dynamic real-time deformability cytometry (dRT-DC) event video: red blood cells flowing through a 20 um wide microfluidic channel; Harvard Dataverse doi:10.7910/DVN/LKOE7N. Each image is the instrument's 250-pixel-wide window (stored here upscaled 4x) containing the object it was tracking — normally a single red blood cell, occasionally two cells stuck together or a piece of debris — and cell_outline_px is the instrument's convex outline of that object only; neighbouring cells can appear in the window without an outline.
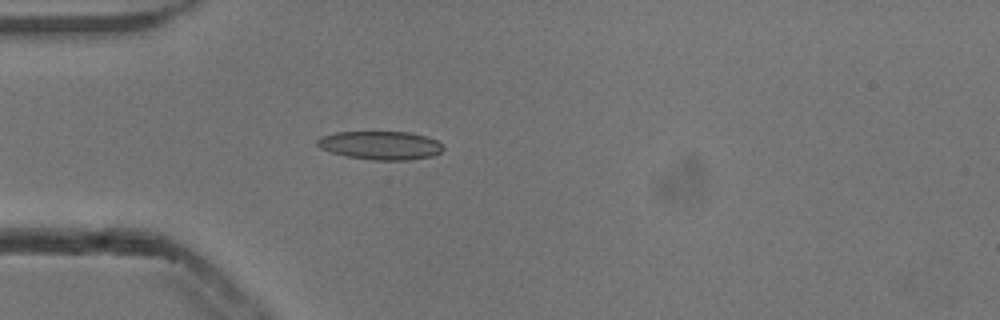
{"species": "common noctule bat (a hibernating species)", "species_latin": "Nyctalus noctula", "temperature_condition": "cold", "stored_images_in_passage": 39, "camera_frame_rate_fps": 3000, "um_per_image_px": 0.085, "animal": {"sex": "male", "body_mass_g": 13.3}, "frame": {"image": 1, "passage_image": 1, "time_ms": 0.0, "image_size_px": [1000, 320], "cell_outline_px": [[444, 148], [440, 152], [432, 156], [408, 160], [372, 160], [348, 156], [332, 152], [320, 148], [316, 144], [316, 140], [320, 136], [336, 132], [408, 132], [428, 136], [444, 144]], "centroid_in_image_um": [32.36, 12.35], "position_along_channel_um": 52.6, "area_um2": 20.98}}
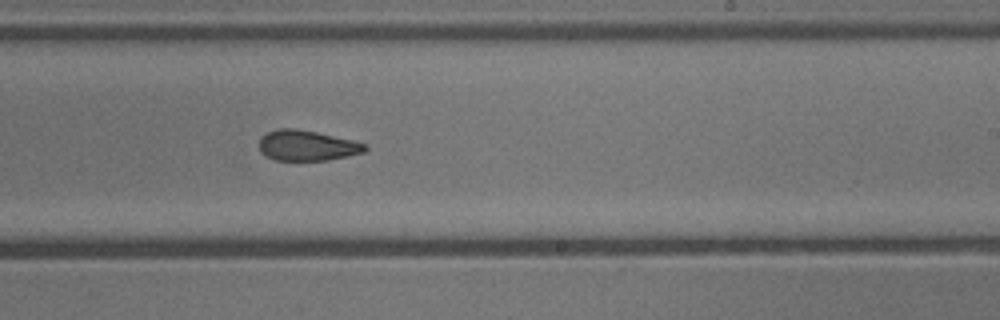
{"frame": {"image": 2, "passage_image": 18, "time_ms": 5.667, "image_size_px": [1000, 320], "cell_outline_px": [[368, 148], [364, 152], [348, 156], [328, 160], [276, 160], [264, 156], [260, 152], [260, 140], [268, 132], [280, 128], [296, 128], [316, 132], [352, 140], [368, 144]], "centroid_in_image_um": [26.12, 12.38], "position_along_channel_um": 262.9, "area_um2": 18.73}}
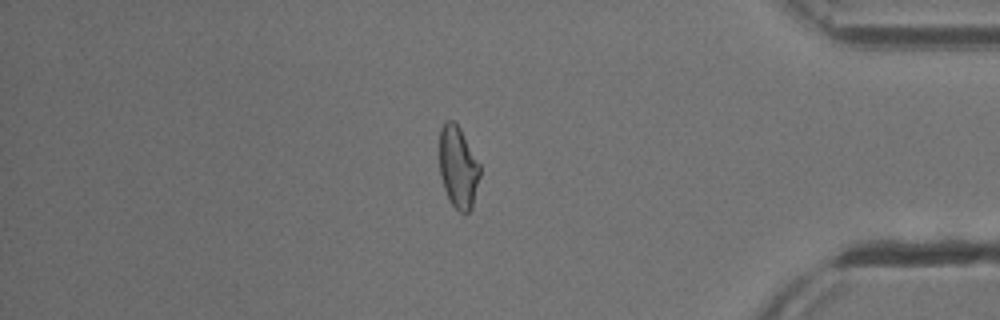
{"frame": {"image": 3, "passage_image": 31, "time_ms": 10.0, "image_size_px": [1000, 320], "cell_outline_px": [[480, 176], [472, 208], [468, 212], [460, 212], [452, 204], [444, 188], [440, 176], [440, 128], [444, 120], [452, 120], [460, 128], [480, 164]], "centroid_in_image_um": [38.94, 14.19], "position_along_channel_um": 396.3, "area_um2": 19.25}, "authors_computed_cell_mechanics": {"area_um2": 19.8254, "velocity_mm_per_s": 3.8449, "shape_relaxation_time_tau1_ms": 8.9594, "shape_relaxation_time_tau2_ms": 2.6617, "deformation_change_tau1": 0.1892, "deformation_change_tau2": 0.0878}}